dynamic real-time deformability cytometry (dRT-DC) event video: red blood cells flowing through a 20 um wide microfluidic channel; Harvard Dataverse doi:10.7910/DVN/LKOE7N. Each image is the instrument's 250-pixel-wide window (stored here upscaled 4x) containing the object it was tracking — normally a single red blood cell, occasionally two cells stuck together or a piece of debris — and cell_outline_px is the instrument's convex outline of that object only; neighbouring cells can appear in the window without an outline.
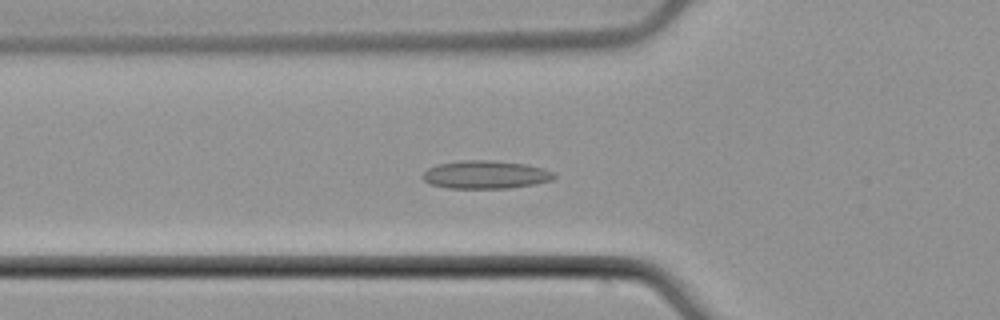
{"species": "common noctule bat (a hibernating species)", "species_latin": "Nyctalus noctula", "temperature_condition": "cold", "stored_images_in_passage": 46, "camera_frame_rate_fps": 3000, "um_per_image_px": 0.085, "animal": {"sex": "male", "body_mass_g": 21.5, "forearm_length_mm": 52.0}, "frame": {"image": 1, "passage_image": 11, "time_ms": 3.333, "image_size_px": [1000, 320], "cell_outline_px": [[556, 176], [552, 180], [532, 184], [508, 188], [448, 188], [428, 184], [420, 176], [428, 168], [436, 164], [460, 160], [492, 160], [524, 164], [544, 168], [556, 172]], "centroid_in_image_um": [41.24, 14.84], "position_along_channel_um": 84.6, "area_um2": 21.68}}
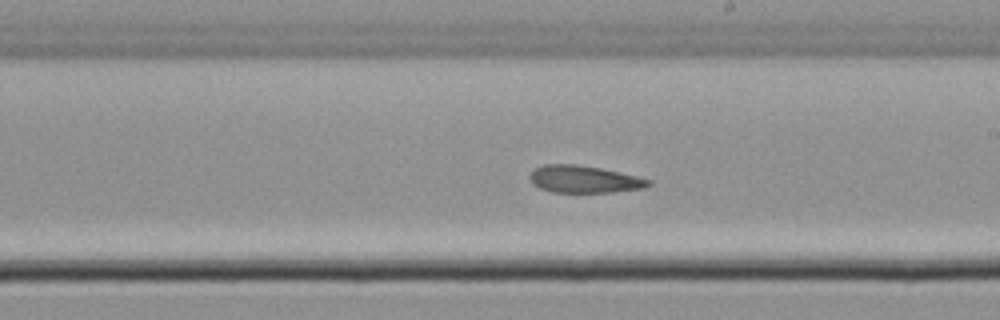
{"frame": {"image": 2, "passage_image": 23, "time_ms": 7.333, "image_size_px": [1000, 320], "cell_outline_px": [[652, 184], [644, 188], [612, 192], [552, 192], [540, 188], [532, 184], [528, 176], [536, 168], [544, 164], [576, 164], [600, 168], [620, 172], [652, 180]], "centroid_in_image_um": [49.65, 15.23], "position_along_channel_um": 239.4, "area_um2": 18.84}}
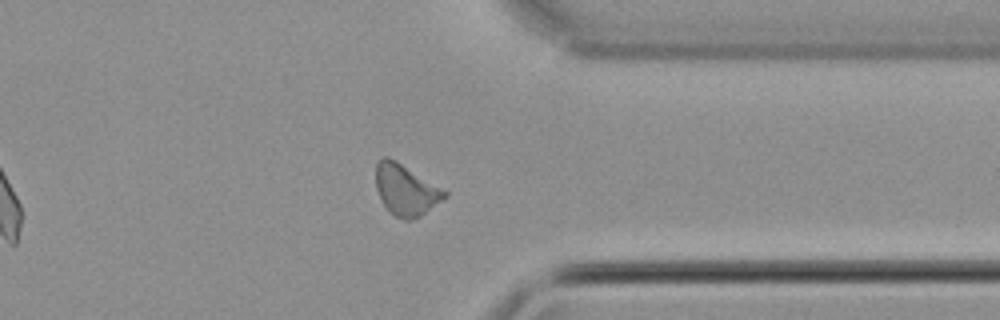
{"frame": {"image": 3, "passage_image": 34, "time_ms": 11.0, "image_size_px": [1000, 320], "cell_outline_px": [[448, 196], [420, 216], [412, 220], [404, 220], [396, 216], [384, 204], [376, 188], [376, 160], [384, 156], [388, 156], [396, 160], [448, 192]], "centroid_in_image_um": [34.49, 16.11], "position_along_channel_um": 376.9, "area_um2": 20.23}, "authors_computed_cell_mechanics": {"area_um2": 19.7676, "velocity_mm_per_s": 3.8752, "shape_relaxation_time_tau1_ms": null, "shape_relaxation_time_tau2_ms": 3.2007, "deformation_change_tau1": null, "deformation_change_tau2": 0.0926}}